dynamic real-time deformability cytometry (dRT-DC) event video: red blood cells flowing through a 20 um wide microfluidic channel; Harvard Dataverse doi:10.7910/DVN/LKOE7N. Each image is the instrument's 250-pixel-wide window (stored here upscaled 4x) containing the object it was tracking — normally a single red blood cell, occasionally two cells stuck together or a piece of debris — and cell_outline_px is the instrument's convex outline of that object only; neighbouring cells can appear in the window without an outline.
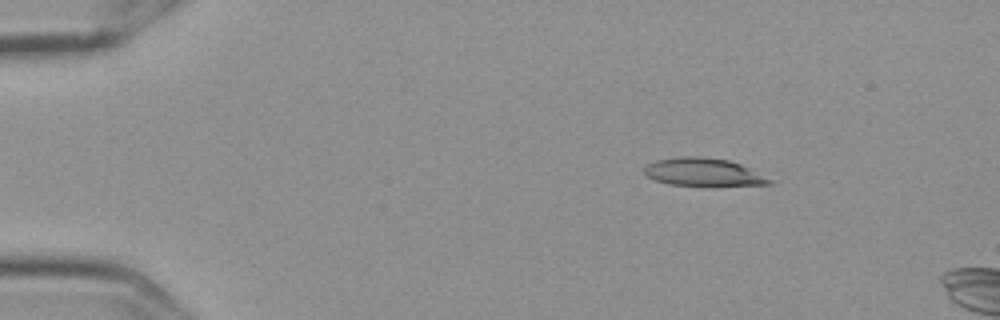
{"species": "Egyptian fruit bat (a non-hibernating species)", "species_latin": "Rousettus aegyptiacus", "temperature_condition": "cold", "stored_images_in_passage": 11, "camera_frame_rate_fps": 3000, "um_per_image_px": 0.085, "frame": {"image": 1, "passage_image": 1, "time_ms": 0.0, "image_size_px": [1000, 320], "cell_outline_px": [[772, 184], [668, 184], [656, 180], [648, 176], [644, 172], [644, 168], [648, 164], [656, 160], [680, 156], [700, 156], [728, 160], [740, 164], [772, 180]], "centroid_in_image_um": [59.71, 14.59], "position_along_channel_um": 25.3, "area_um2": 19.48}}
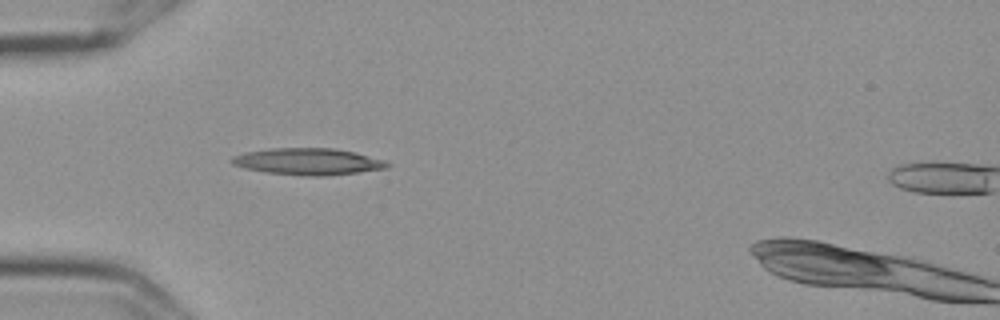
{"frame": {"image": 2, "passage_image": 10, "time_ms": 3.0, "image_size_px": [1000, 320], "cell_outline_px": [[392, 164], [388, 168], [324, 176], [312, 176], [264, 172], [244, 168], [232, 164], [228, 160], [232, 156], [244, 152], [268, 148], [336, 148], [356, 152], [384, 160]], "centroid_in_image_um": [26.15, 13.72], "position_along_channel_um": 58.8, "area_um2": 24.33}}